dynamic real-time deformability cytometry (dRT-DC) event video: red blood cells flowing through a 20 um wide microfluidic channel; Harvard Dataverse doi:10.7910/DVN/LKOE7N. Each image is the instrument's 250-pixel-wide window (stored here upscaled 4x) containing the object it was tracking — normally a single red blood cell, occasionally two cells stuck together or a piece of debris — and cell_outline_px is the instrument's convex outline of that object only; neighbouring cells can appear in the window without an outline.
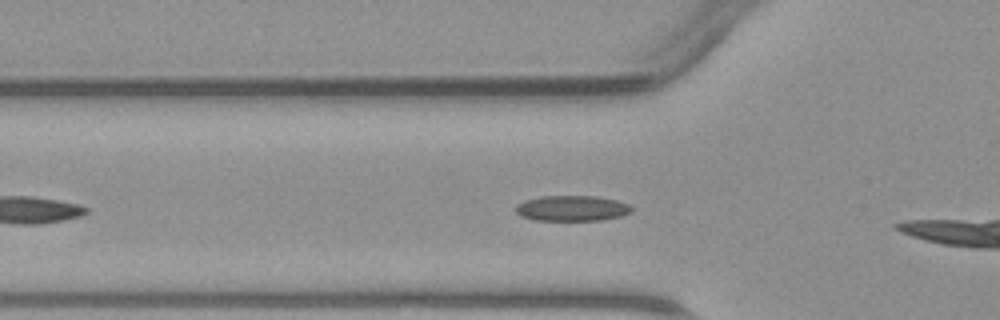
{"species": "common noctule bat (a hibernating species)", "species_latin": "Nyctalus noctula", "temperature_condition": "warm", "stored_images_in_passage": 10, "camera_frame_rate_fps": 3000, "um_per_image_px": 0.085, "animal": {"sex": "male", "body_mass_g": 23.1, "forearm_length_mm": 52.7}, "frame": {"image": 1, "passage_image": 5, "time_ms": 1.333, "image_size_px": [1000, 320], "cell_outline_px": [[632, 212], [620, 216], [600, 220], [536, 220], [520, 216], [516, 212], [516, 204], [524, 200], [540, 196], [596, 196], [616, 200], [628, 204], [632, 208]], "centroid_in_image_um": [48.59, 17.7], "position_along_channel_um": 77.2, "area_um2": 17.22}}
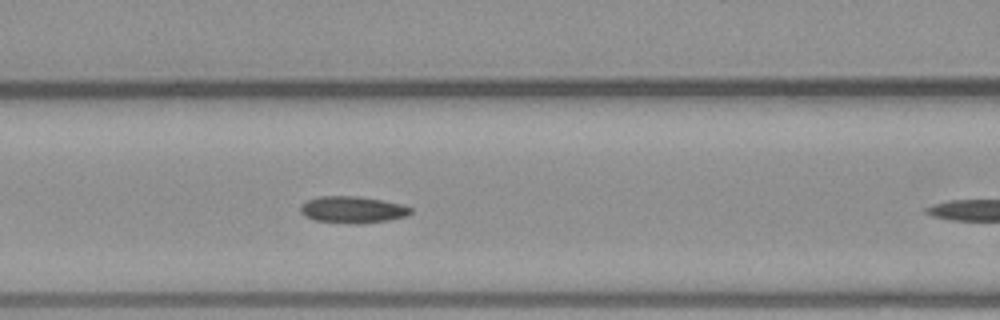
{"frame": {"image": 2, "passage_image": 9, "time_ms": 2.667, "image_size_px": [1000, 320], "cell_outline_px": [[412, 212], [408, 216], [388, 220], [316, 220], [304, 216], [300, 212], [300, 204], [308, 200], [320, 196], [356, 196], [404, 204], [412, 208]], "centroid_in_image_um": [29.98, 17.75], "position_along_channel_um": 136.6, "area_um2": 16.13}}